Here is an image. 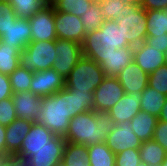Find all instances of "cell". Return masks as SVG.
<instances>
[{
	"label": "cell",
	"mask_w": 167,
	"mask_h": 166,
	"mask_svg": "<svg viewBox=\"0 0 167 166\" xmlns=\"http://www.w3.org/2000/svg\"><path fill=\"white\" fill-rule=\"evenodd\" d=\"M41 105L37 123L54 135L64 137L73 117L94 110V92H76L64 87L52 95L41 97Z\"/></svg>",
	"instance_id": "obj_1"
},
{
	"label": "cell",
	"mask_w": 167,
	"mask_h": 166,
	"mask_svg": "<svg viewBox=\"0 0 167 166\" xmlns=\"http://www.w3.org/2000/svg\"><path fill=\"white\" fill-rule=\"evenodd\" d=\"M114 126V120L108 113L90 110L70 120L64 139L85 146L102 143Z\"/></svg>",
	"instance_id": "obj_2"
},
{
	"label": "cell",
	"mask_w": 167,
	"mask_h": 166,
	"mask_svg": "<svg viewBox=\"0 0 167 166\" xmlns=\"http://www.w3.org/2000/svg\"><path fill=\"white\" fill-rule=\"evenodd\" d=\"M132 47L123 38L121 29L115 20H104L98 30L85 36L82 43L83 56L96 61L98 64L103 58L115 53L116 49Z\"/></svg>",
	"instance_id": "obj_3"
},
{
	"label": "cell",
	"mask_w": 167,
	"mask_h": 166,
	"mask_svg": "<svg viewBox=\"0 0 167 166\" xmlns=\"http://www.w3.org/2000/svg\"><path fill=\"white\" fill-rule=\"evenodd\" d=\"M123 38L132 46H138L147 38L146 10L139 3L126 2L115 20Z\"/></svg>",
	"instance_id": "obj_4"
},
{
	"label": "cell",
	"mask_w": 167,
	"mask_h": 166,
	"mask_svg": "<svg viewBox=\"0 0 167 166\" xmlns=\"http://www.w3.org/2000/svg\"><path fill=\"white\" fill-rule=\"evenodd\" d=\"M105 77L96 61L83 56L65 78V88L76 92H94Z\"/></svg>",
	"instance_id": "obj_5"
},
{
	"label": "cell",
	"mask_w": 167,
	"mask_h": 166,
	"mask_svg": "<svg viewBox=\"0 0 167 166\" xmlns=\"http://www.w3.org/2000/svg\"><path fill=\"white\" fill-rule=\"evenodd\" d=\"M65 145L64 137L54 135L44 125L34 122L20 150L12 158L24 163L30 157V151L41 148H65Z\"/></svg>",
	"instance_id": "obj_6"
},
{
	"label": "cell",
	"mask_w": 167,
	"mask_h": 166,
	"mask_svg": "<svg viewBox=\"0 0 167 166\" xmlns=\"http://www.w3.org/2000/svg\"><path fill=\"white\" fill-rule=\"evenodd\" d=\"M55 40L30 42L20 51L19 66L33 72L47 70L55 61Z\"/></svg>",
	"instance_id": "obj_7"
},
{
	"label": "cell",
	"mask_w": 167,
	"mask_h": 166,
	"mask_svg": "<svg viewBox=\"0 0 167 166\" xmlns=\"http://www.w3.org/2000/svg\"><path fill=\"white\" fill-rule=\"evenodd\" d=\"M56 58L51 68L66 78L83 57L82 44L64 39L55 40Z\"/></svg>",
	"instance_id": "obj_8"
},
{
	"label": "cell",
	"mask_w": 167,
	"mask_h": 166,
	"mask_svg": "<svg viewBox=\"0 0 167 166\" xmlns=\"http://www.w3.org/2000/svg\"><path fill=\"white\" fill-rule=\"evenodd\" d=\"M124 94L119 80L113 76H106L94 90V111L107 113Z\"/></svg>",
	"instance_id": "obj_9"
},
{
	"label": "cell",
	"mask_w": 167,
	"mask_h": 166,
	"mask_svg": "<svg viewBox=\"0 0 167 166\" xmlns=\"http://www.w3.org/2000/svg\"><path fill=\"white\" fill-rule=\"evenodd\" d=\"M31 26V42L56 40L54 7L49 3L28 19Z\"/></svg>",
	"instance_id": "obj_10"
},
{
	"label": "cell",
	"mask_w": 167,
	"mask_h": 166,
	"mask_svg": "<svg viewBox=\"0 0 167 166\" xmlns=\"http://www.w3.org/2000/svg\"><path fill=\"white\" fill-rule=\"evenodd\" d=\"M55 31L58 39L75 41L82 44L85 39V30L80 17L54 10Z\"/></svg>",
	"instance_id": "obj_11"
},
{
	"label": "cell",
	"mask_w": 167,
	"mask_h": 166,
	"mask_svg": "<svg viewBox=\"0 0 167 166\" xmlns=\"http://www.w3.org/2000/svg\"><path fill=\"white\" fill-rule=\"evenodd\" d=\"M142 141L133 132L130 122L115 124L106 137L105 144L115 153L126 149H139Z\"/></svg>",
	"instance_id": "obj_12"
},
{
	"label": "cell",
	"mask_w": 167,
	"mask_h": 166,
	"mask_svg": "<svg viewBox=\"0 0 167 166\" xmlns=\"http://www.w3.org/2000/svg\"><path fill=\"white\" fill-rule=\"evenodd\" d=\"M65 87V78L56 70L49 68L33 73L29 91L39 97L52 95Z\"/></svg>",
	"instance_id": "obj_13"
},
{
	"label": "cell",
	"mask_w": 167,
	"mask_h": 166,
	"mask_svg": "<svg viewBox=\"0 0 167 166\" xmlns=\"http://www.w3.org/2000/svg\"><path fill=\"white\" fill-rule=\"evenodd\" d=\"M12 101L17 118L37 122L41 111V97L31 91L13 93Z\"/></svg>",
	"instance_id": "obj_14"
},
{
	"label": "cell",
	"mask_w": 167,
	"mask_h": 166,
	"mask_svg": "<svg viewBox=\"0 0 167 166\" xmlns=\"http://www.w3.org/2000/svg\"><path fill=\"white\" fill-rule=\"evenodd\" d=\"M116 78L123 87L124 93H141L147 86L149 74L145 73L134 61L129 63Z\"/></svg>",
	"instance_id": "obj_15"
},
{
	"label": "cell",
	"mask_w": 167,
	"mask_h": 166,
	"mask_svg": "<svg viewBox=\"0 0 167 166\" xmlns=\"http://www.w3.org/2000/svg\"><path fill=\"white\" fill-rule=\"evenodd\" d=\"M133 61L147 74L166 64L165 53L145 41L134 47Z\"/></svg>",
	"instance_id": "obj_16"
},
{
	"label": "cell",
	"mask_w": 167,
	"mask_h": 166,
	"mask_svg": "<svg viewBox=\"0 0 167 166\" xmlns=\"http://www.w3.org/2000/svg\"><path fill=\"white\" fill-rule=\"evenodd\" d=\"M141 93L127 94L107 112L115 124L130 122V120L141 111Z\"/></svg>",
	"instance_id": "obj_17"
},
{
	"label": "cell",
	"mask_w": 167,
	"mask_h": 166,
	"mask_svg": "<svg viewBox=\"0 0 167 166\" xmlns=\"http://www.w3.org/2000/svg\"><path fill=\"white\" fill-rule=\"evenodd\" d=\"M34 122L17 118L6 126V159L12 158L21 148L22 142Z\"/></svg>",
	"instance_id": "obj_18"
},
{
	"label": "cell",
	"mask_w": 167,
	"mask_h": 166,
	"mask_svg": "<svg viewBox=\"0 0 167 166\" xmlns=\"http://www.w3.org/2000/svg\"><path fill=\"white\" fill-rule=\"evenodd\" d=\"M31 26L28 19L16 18V20L11 23L10 27L4 31L0 40H3L9 45H14L20 50H24L26 46L31 42Z\"/></svg>",
	"instance_id": "obj_19"
},
{
	"label": "cell",
	"mask_w": 167,
	"mask_h": 166,
	"mask_svg": "<svg viewBox=\"0 0 167 166\" xmlns=\"http://www.w3.org/2000/svg\"><path fill=\"white\" fill-rule=\"evenodd\" d=\"M134 47L116 49L115 53L107 58H103L99 63L106 76L116 77L129 63L133 61Z\"/></svg>",
	"instance_id": "obj_20"
},
{
	"label": "cell",
	"mask_w": 167,
	"mask_h": 166,
	"mask_svg": "<svg viewBox=\"0 0 167 166\" xmlns=\"http://www.w3.org/2000/svg\"><path fill=\"white\" fill-rule=\"evenodd\" d=\"M158 117L148 112L140 111L131 120L133 132L141 141L152 140Z\"/></svg>",
	"instance_id": "obj_21"
},
{
	"label": "cell",
	"mask_w": 167,
	"mask_h": 166,
	"mask_svg": "<svg viewBox=\"0 0 167 166\" xmlns=\"http://www.w3.org/2000/svg\"><path fill=\"white\" fill-rule=\"evenodd\" d=\"M65 148H41L30 151V157L24 162L27 166H55L64 154Z\"/></svg>",
	"instance_id": "obj_22"
},
{
	"label": "cell",
	"mask_w": 167,
	"mask_h": 166,
	"mask_svg": "<svg viewBox=\"0 0 167 166\" xmlns=\"http://www.w3.org/2000/svg\"><path fill=\"white\" fill-rule=\"evenodd\" d=\"M141 111L148 112L156 117L160 116L162 107L166 102L167 96L158 92L156 89L147 86L141 92Z\"/></svg>",
	"instance_id": "obj_23"
},
{
	"label": "cell",
	"mask_w": 167,
	"mask_h": 166,
	"mask_svg": "<svg viewBox=\"0 0 167 166\" xmlns=\"http://www.w3.org/2000/svg\"><path fill=\"white\" fill-rule=\"evenodd\" d=\"M141 161L149 166L161 165L167 156V151L156 141H142L139 148Z\"/></svg>",
	"instance_id": "obj_24"
},
{
	"label": "cell",
	"mask_w": 167,
	"mask_h": 166,
	"mask_svg": "<svg viewBox=\"0 0 167 166\" xmlns=\"http://www.w3.org/2000/svg\"><path fill=\"white\" fill-rule=\"evenodd\" d=\"M20 49L0 40V73L10 75L19 66Z\"/></svg>",
	"instance_id": "obj_25"
},
{
	"label": "cell",
	"mask_w": 167,
	"mask_h": 166,
	"mask_svg": "<svg viewBox=\"0 0 167 166\" xmlns=\"http://www.w3.org/2000/svg\"><path fill=\"white\" fill-rule=\"evenodd\" d=\"M90 166H115V153L105 142L87 146Z\"/></svg>",
	"instance_id": "obj_26"
},
{
	"label": "cell",
	"mask_w": 167,
	"mask_h": 166,
	"mask_svg": "<svg viewBox=\"0 0 167 166\" xmlns=\"http://www.w3.org/2000/svg\"><path fill=\"white\" fill-rule=\"evenodd\" d=\"M147 37L167 34V8L146 11Z\"/></svg>",
	"instance_id": "obj_27"
},
{
	"label": "cell",
	"mask_w": 167,
	"mask_h": 166,
	"mask_svg": "<svg viewBox=\"0 0 167 166\" xmlns=\"http://www.w3.org/2000/svg\"><path fill=\"white\" fill-rule=\"evenodd\" d=\"M62 161L66 166H90L87 146L66 141Z\"/></svg>",
	"instance_id": "obj_28"
},
{
	"label": "cell",
	"mask_w": 167,
	"mask_h": 166,
	"mask_svg": "<svg viewBox=\"0 0 167 166\" xmlns=\"http://www.w3.org/2000/svg\"><path fill=\"white\" fill-rule=\"evenodd\" d=\"M13 7L18 18H31L39 10L49 4L47 0H6Z\"/></svg>",
	"instance_id": "obj_29"
},
{
	"label": "cell",
	"mask_w": 167,
	"mask_h": 166,
	"mask_svg": "<svg viewBox=\"0 0 167 166\" xmlns=\"http://www.w3.org/2000/svg\"><path fill=\"white\" fill-rule=\"evenodd\" d=\"M80 19L86 35L98 30L104 22L99 2L93 1L84 14L80 16Z\"/></svg>",
	"instance_id": "obj_30"
},
{
	"label": "cell",
	"mask_w": 167,
	"mask_h": 166,
	"mask_svg": "<svg viewBox=\"0 0 167 166\" xmlns=\"http://www.w3.org/2000/svg\"><path fill=\"white\" fill-rule=\"evenodd\" d=\"M92 2L93 0H53L50 4L54 7V10L80 17Z\"/></svg>",
	"instance_id": "obj_31"
},
{
	"label": "cell",
	"mask_w": 167,
	"mask_h": 166,
	"mask_svg": "<svg viewBox=\"0 0 167 166\" xmlns=\"http://www.w3.org/2000/svg\"><path fill=\"white\" fill-rule=\"evenodd\" d=\"M33 71L18 66L10 75L9 80L13 93L29 91Z\"/></svg>",
	"instance_id": "obj_32"
},
{
	"label": "cell",
	"mask_w": 167,
	"mask_h": 166,
	"mask_svg": "<svg viewBox=\"0 0 167 166\" xmlns=\"http://www.w3.org/2000/svg\"><path fill=\"white\" fill-rule=\"evenodd\" d=\"M148 86L167 96V64L149 74Z\"/></svg>",
	"instance_id": "obj_33"
},
{
	"label": "cell",
	"mask_w": 167,
	"mask_h": 166,
	"mask_svg": "<svg viewBox=\"0 0 167 166\" xmlns=\"http://www.w3.org/2000/svg\"><path fill=\"white\" fill-rule=\"evenodd\" d=\"M126 1L124 0H101L99 2L104 20H116L122 12Z\"/></svg>",
	"instance_id": "obj_34"
},
{
	"label": "cell",
	"mask_w": 167,
	"mask_h": 166,
	"mask_svg": "<svg viewBox=\"0 0 167 166\" xmlns=\"http://www.w3.org/2000/svg\"><path fill=\"white\" fill-rule=\"evenodd\" d=\"M13 7L6 0H0V37L3 35L11 23L16 20Z\"/></svg>",
	"instance_id": "obj_35"
},
{
	"label": "cell",
	"mask_w": 167,
	"mask_h": 166,
	"mask_svg": "<svg viewBox=\"0 0 167 166\" xmlns=\"http://www.w3.org/2000/svg\"><path fill=\"white\" fill-rule=\"evenodd\" d=\"M140 162L139 149H126L115 154V166H137Z\"/></svg>",
	"instance_id": "obj_36"
},
{
	"label": "cell",
	"mask_w": 167,
	"mask_h": 166,
	"mask_svg": "<svg viewBox=\"0 0 167 166\" xmlns=\"http://www.w3.org/2000/svg\"><path fill=\"white\" fill-rule=\"evenodd\" d=\"M17 119L12 97L0 101V124L10 125Z\"/></svg>",
	"instance_id": "obj_37"
},
{
	"label": "cell",
	"mask_w": 167,
	"mask_h": 166,
	"mask_svg": "<svg viewBox=\"0 0 167 166\" xmlns=\"http://www.w3.org/2000/svg\"><path fill=\"white\" fill-rule=\"evenodd\" d=\"M153 140L167 151V122L160 120L157 121Z\"/></svg>",
	"instance_id": "obj_38"
},
{
	"label": "cell",
	"mask_w": 167,
	"mask_h": 166,
	"mask_svg": "<svg viewBox=\"0 0 167 166\" xmlns=\"http://www.w3.org/2000/svg\"><path fill=\"white\" fill-rule=\"evenodd\" d=\"M13 95L9 76L0 73V101L10 98Z\"/></svg>",
	"instance_id": "obj_39"
},
{
	"label": "cell",
	"mask_w": 167,
	"mask_h": 166,
	"mask_svg": "<svg viewBox=\"0 0 167 166\" xmlns=\"http://www.w3.org/2000/svg\"><path fill=\"white\" fill-rule=\"evenodd\" d=\"M145 42L152 47H156L163 53H166L167 51V34L157 37H147Z\"/></svg>",
	"instance_id": "obj_40"
},
{
	"label": "cell",
	"mask_w": 167,
	"mask_h": 166,
	"mask_svg": "<svg viewBox=\"0 0 167 166\" xmlns=\"http://www.w3.org/2000/svg\"><path fill=\"white\" fill-rule=\"evenodd\" d=\"M139 4L146 11L167 8V0H140Z\"/></svg>",
	"instance_id": "obj_41"
},
{
	"label": "cell",
	"mask_w": 167,
	"mask_h": 166,
	"mask_svg": "<svg viewBox=\"0 0 167 166\" xmlns=\"http://www.w3.org/2000/svg\"><path fill=\"white\" fill-rule=\"evenodd\" d=\"M6 126L0 124V159H6Z\"/></svg>",
	"instance_id": "obj_42"
},
{
	"label": "cell",
	"mask_w": 167,
	"mask_h": 166,
	"mask_svg": "<svg viewBox=\"0 0 167 166\" xmlns=\"http://www.w3.org/2000/svg\"><path fill=\"white\" fill-rule=\"evenodd\" d=\"M0 166H19V160L14 158L0 159Z\"/></svg>",
	"instance_id": "obj_43"
},
{
	"label": "cell",
	"mask_w": 167,
	"mask_h": 166,
	"mask_svg": "<svg viewBox=\"0 0 167 166\" xmlns=\"http://www.w3.org/2000/svg\"><path fill=\"white\" fill-rule=\"evenodd\" d=\"M158 120L167 122V99L166 102L164 103V106L162 107Z\"/></svg>",
	"instance_id": "obj_44"
},
{
	"label": "cell",
	"mask_w": 167,
	"mask_h": 166,
	"mask_svg": "<svg viewBox=\"0 0 167 166\" xmlns=\"http://www.w3.org/2000/svg\"><path fill=\"white\" fill-rule=\"evenodd\" d=\"M124 1L131 3H140V0H124Z\"/></svg>",
	"instance_id": "obj_45"
},
{
	"label": "cell",
	"mask_w": 167,
	"mask_h": 166,
	"mask_svg": "<svg viewBox=\"0 0 167 166\" xmlns=\"http://www.w3.org/2000/svg\"><path fill=\"white\" fill-rule=\"evenodd\" d=\"M55 166H66V164L63 161H60L58 164H56Z\"/></svg>",
	"instance_id": "obj_46"
},
{
	"label": "cell",
	"mask_w": 167,
	"mask_h": 166,
	"mask_svg": "<svg viewBox=\"0 0 167 166\" xmlns=\"http://www.w3.org/2000/svg\"><path fill=\"white\" fill-rule=\"evenodd\" d=\"M162 166H167V156L165 158V160L161 163Z\"/></svg>",
	"instance_id": "obj_47"
},
{
	"label": "cell",
	"mask_w": 167,
	"mask_h": 166,
	"mask_svg": "<svg viewBox=\"0 0 167 166\" xmlns=\"http://www.w3.org/2000/svg\"><path fill=\"white\" fill-rule=\"evenodd\" d=\"M137 166H149V165L141 161Z\"/></svg>",
	"instance_id": "obj_48"
},
{
	"label": "cell",
	"mask_w": 167,
	"mask_h": 166,
	"mask_svg": "<svg viewBox=\"0 0 167 166\" xmlns=\"http://www.w3.org/2000/svg\"><path fill=\"white\" fill-rule=\"evenodd\" d=\"M19 166H27L25 163L19 161Z\"/></svg>",
	"instance_id": "obj_49"
},
{
	"label": "cell",
	"mask_w": 167,
	"mask_h": 166,
	"mask_svg": "<svg viewBox=\"0 0 167 166\" xmlns=\"http://www.w3.org/2000/svg\"><path fill=\"white\" fill-rule=\"evenodd\" d=\"M165 58H166V64H167V51H166V53H165Z\"/></svg>",
	"instance_id": "obj_50"
}]
</instances>
